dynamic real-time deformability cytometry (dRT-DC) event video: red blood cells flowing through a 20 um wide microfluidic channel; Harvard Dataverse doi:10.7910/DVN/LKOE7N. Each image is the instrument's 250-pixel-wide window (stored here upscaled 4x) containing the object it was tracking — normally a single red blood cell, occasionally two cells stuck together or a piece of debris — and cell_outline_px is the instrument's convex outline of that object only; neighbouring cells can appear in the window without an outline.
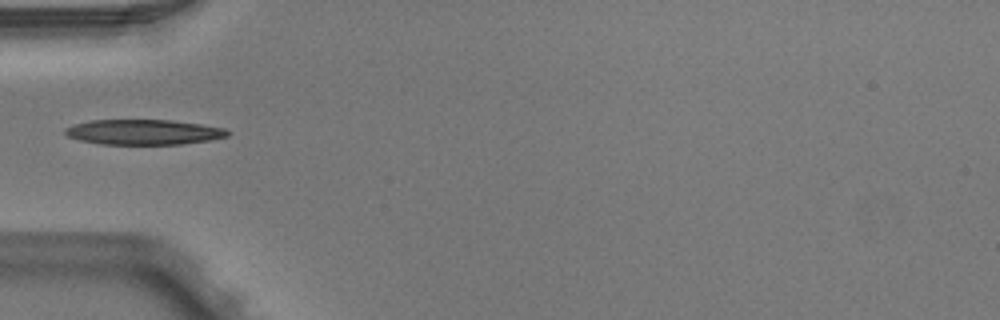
{"species": "Egyptian fruit bat (a non-hibernating species)", "species_latin": "Rousettus aegyptiacus", "temperature_condition": "warm", "stored_images_in_passage": 5, "camera_frame_rate_fps": 3000, "um_per_image_px": 0.085, "animal": {"sex": "male"}, "frame": {"image": 1, "passage_image": 4, "time_ms": 1.0, "image_size_px": [1000, 320], "cell_outline_px": [[228, 136], [208, 140], [180, 144], [100, 144], [80, 140], [68, 136], [64, 132], [64, 128], [72, 124], [88, 120], [172, 120], [200, 124], [224, 128], [228, 132]], "centroid_in_image_um": [12.14, 11.22], "position_along_channel_um": 72.9, "area_um2": 23.76}}
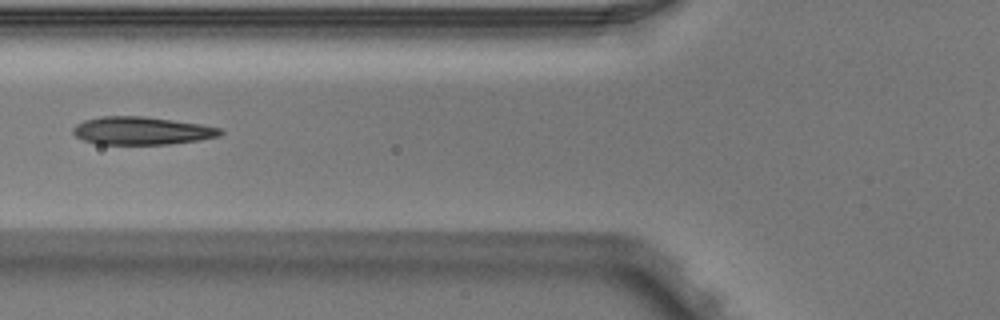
{"frame": {"image": 2, "passage_image": 5, "time_ms": 1.333, "image_size_px": [1000, 320], "cell_outline_px": [[224, 132], [220, 136], [200, 140], [168, 144], [96, 144], [84, 140], [76, 136], [72, 132], [72, 128], [76, 124], [84, 120], [100, 116], [144, 116], [200, 124], [220, 128]], "centroid_in_image_um": [12.03, 11.11], "position_along_channel_um": 113.8, "area_um2": 23.99}}